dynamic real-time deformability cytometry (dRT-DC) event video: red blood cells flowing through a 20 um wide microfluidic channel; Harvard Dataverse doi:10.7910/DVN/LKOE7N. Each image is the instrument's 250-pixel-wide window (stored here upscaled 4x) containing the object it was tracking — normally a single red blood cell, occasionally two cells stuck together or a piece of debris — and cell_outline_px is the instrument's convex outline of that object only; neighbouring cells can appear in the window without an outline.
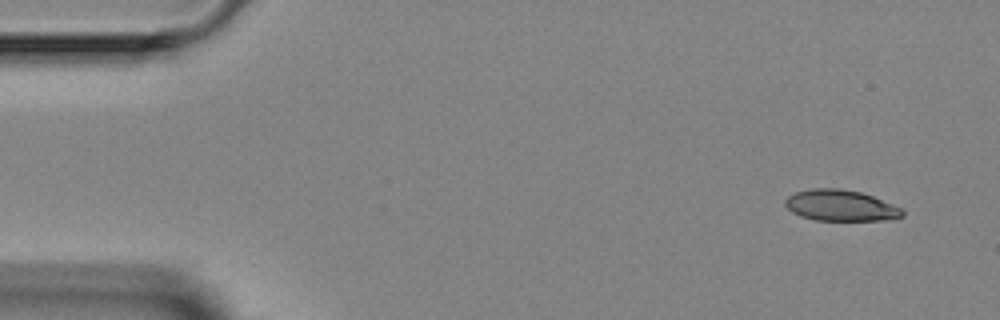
{"species": "Egyptian fruit bat (a non-hibernating species)", "species_latin": "Rousettus aegyptiacus", "temperature_condition": "room temperature", "stored_images_in_passage": 5, "segment_of_instrument_passage": [1, 2], "camera_frame_rate_fps": 3000, "um_per_image_px": 0.085, "animal": {"sex": "female"}, "frame": {"image": 1, "passage_image": 1, "time_ms": 0.0, "image_size_px": [1000, 320], "cell_outline_px": [[904, 216], [884, 220], [816, 220], [800, 216], [792, 212], [784, 204], [784, 200], [788, 196], [796, 192], [812, 188], [840, 188], [860, 192], [872, 196], [904, 208]], "centroid_in_image_um": [71.46, 17.46], "position_along_channel_um": 13.5, "area_um2": 21.27}}